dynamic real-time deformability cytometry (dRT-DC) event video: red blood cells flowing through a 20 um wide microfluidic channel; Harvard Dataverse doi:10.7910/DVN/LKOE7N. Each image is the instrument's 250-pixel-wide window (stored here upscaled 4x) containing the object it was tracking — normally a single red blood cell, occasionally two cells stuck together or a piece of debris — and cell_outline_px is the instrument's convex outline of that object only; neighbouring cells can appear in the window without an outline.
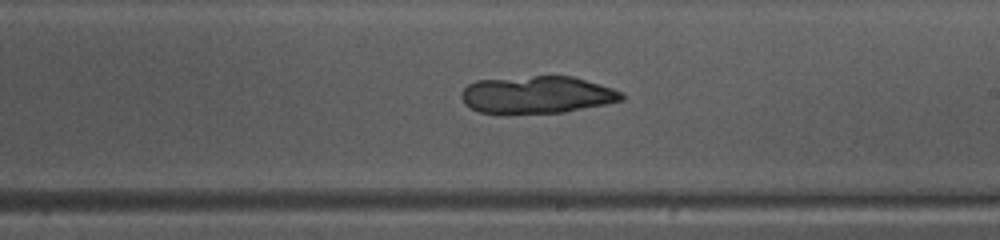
{"species": "common noctule bat (a hibernating species)", "species_latin": "Nyctalus noctula", "temperature_condition": "warm", "stored_images_in_passage": 48, "camera_frame_rate_fps": 3000, "um_per_image_px": 0.085, "animal": {"sex": "female", "body_mass_g": 10.0, "forearm_length_mm": 53.1}, "frame": {"image": 1, "passage_image": 29, "time_ms": 9.333, "image_size_px": [1000, 240], "cell_outline_px": [[624, 100], [564, 112], [480, 112], [464, 104], [460, 96], [460, 92], [468, 84], [476, 80], [532, 76], [572, 76], [600, 84], [612, 88], [620, 92], [624, 96]], "centroid_in_image_um": [45.63, 8.03], "position_along_channel_um": 243.4, "area_um2": 34.39}}
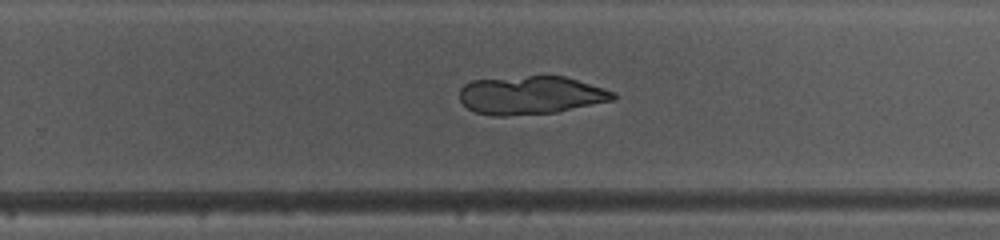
{"frame": {"image": 2, "passage_image": 32, "time_ms": 10.333, "image_size_px": [1000, 240], "cell_outline_px": [[616, 100], [556, 112], [504, 116], [492, 116], [476, 112], [468, 108], [460, 100], [460, 88], [464, 84], [472, 80], [528, 76], [564, 76], [604, 88], [616, 92]], "centroid_in_image_um": [45.13, 8.09], "position_along_channel_um": 284.7, "area_um2": 34.33}}
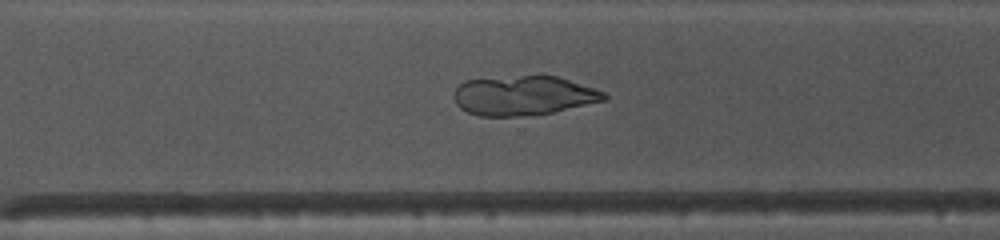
{"frame": {"image": 3, "passage_image": 35, "time_ms": 11.333, "image_size_px": [1000, 240], "cell_outline_px": [[608, 100], [552, 112], [520, 116], [480, 116], [468, 112], [460, 108], [456, 104], [452, 96], [456, 88], [464, 80], [520, 76], [556, 76], [604, 92], [608, 96]], "centroid_in_image_um": [44.47, 8.13], "position_along_channel_um": 326.1, "area_um2": 34.28}}